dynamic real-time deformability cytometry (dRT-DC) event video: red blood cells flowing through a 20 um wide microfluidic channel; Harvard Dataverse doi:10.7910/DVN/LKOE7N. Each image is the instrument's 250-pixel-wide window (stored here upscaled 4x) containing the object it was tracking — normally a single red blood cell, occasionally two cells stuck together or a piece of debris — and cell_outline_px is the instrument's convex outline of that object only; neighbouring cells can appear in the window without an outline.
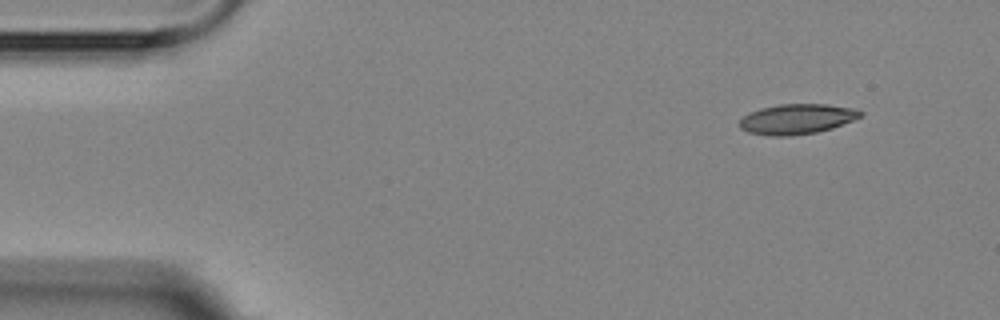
{"species": "Egyptian fruit bat (a non-hibernating species)", "species_latin": "Rousettus aegyptiacus", "temperature_condition": "room temperature", "stored_images_in_passage": 5, "camera_frame_rate_fps": 3000, "um_per_image_px": 0.085, "animal": {"sex": "female"}, "frame": {"image": 1, "passage_image": 1, "time_ms": 0.0, "image_size_px": [1000, 320], "cell_outline_px": [[864, 112], [860, 116], [852, 120], [832, 128], [816, 132], [788, 136], [768, 136], [748, 132], [740, 128], [740, 120], [744, 116], [760, 108], [780, 104], [828, 104], [856, 108]], "centroid_in_image_um": [67.74, 10.11], "position_along_channel_um": 17.3, "area_um2": 21.15}}
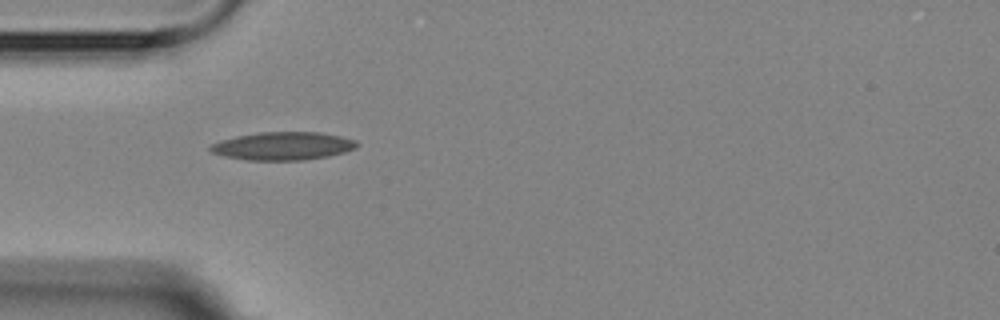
{"frame": {"image": 2, "passage_image": 4, "time_ms": 3.667, "image_size_px": [1000, 320], "cell_outline_px": [[360, 144], [356, 148], [344, 152], [328, 156], [304, 160], [248, 160], [224, 156], [212, 152], [208, 148], [212, 144], [220, 140], [236, 136], [260, 132], [320, 132], [340, 136], [356, 140]], "centroid_in_image_um": [24.07, 12.4], "position_along_channel_um": 60.9, "area_um2": 23.99}}
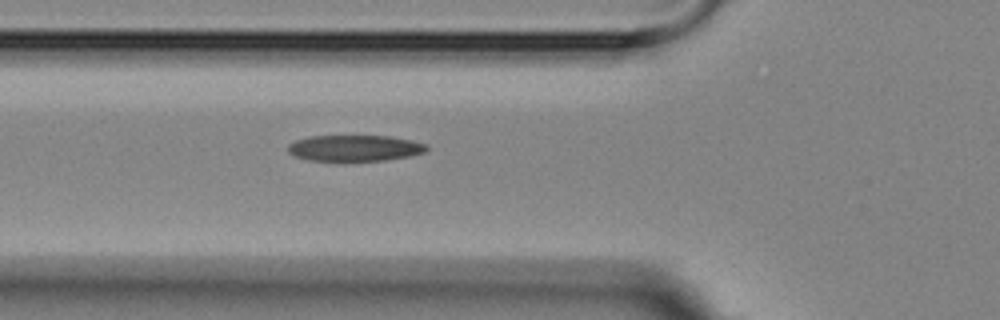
{"frame": {"image": 3, "passage_image": 5, "time_ms": 4.667, "image_size_px": [1000, 320], "cell_outline_px": [[428, 152], [408, 156], [384, 160], [344, 164], [308, 160], [296, 156], [288, 152], [288, 144], [296, 140], [308, 136], [392, 136], [412, 140], [428, 144]], "centroid_in_image_um": [30.15, 12.63], "position_along_channel_um": 95.6, "area_um2": 22.14}}